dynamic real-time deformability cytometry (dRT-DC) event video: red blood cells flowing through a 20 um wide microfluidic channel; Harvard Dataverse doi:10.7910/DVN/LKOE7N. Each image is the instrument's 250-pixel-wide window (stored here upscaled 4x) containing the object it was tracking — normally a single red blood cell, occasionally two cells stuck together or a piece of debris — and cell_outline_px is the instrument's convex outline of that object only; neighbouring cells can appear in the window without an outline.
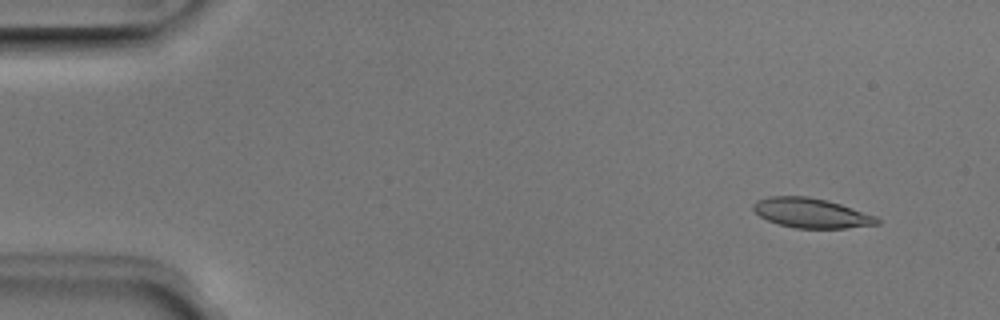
{"species": "Egyptian fruit bat (a non-hibernating species)", "species_latin": "Rousettus aegyptiacus", "temperature_condition": "room temperature", "stored_images_in_passage": 5, "camera_frame_rate_fps": 3000, "um_per_image_px": 0.085, "animal": {"sex": "male"}, "frame": {"image": 1, "passage_image": 1, "time_ms": 0.0, "image_size_px": [1000, 320], "cell_outline_px": [[880, 224], [844, 228], [796, 228], [780, 224], [768, 220], [760, 216], [752, 208], [752, 204], [756, 200], [768, 196], [808, 196], [828, 200], [876, 216], [880, 220]], "centroid_in_image_um": [68.95, 18.09], "position_along_channel_um": 16.1, "area_um2": 21.39}}
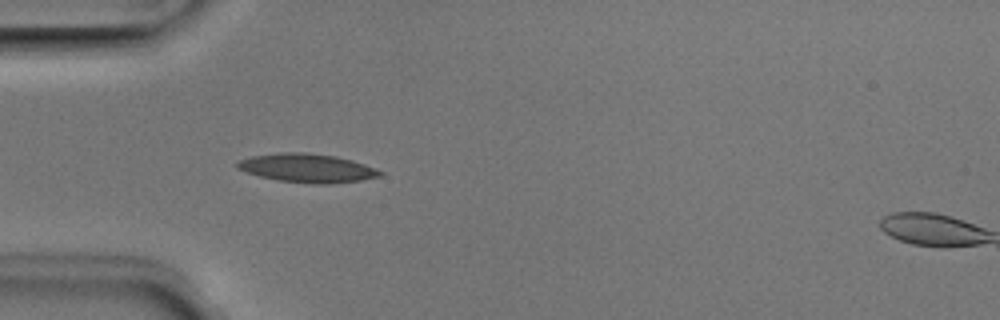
{"frame": {"image": 2, "passage_image": 4, "time_ms": 1.0, "image_size_px": [1000, 320], "cell_outline_px": [[384, 172], [380, 176], [360, 180], [328, 184], [312, 184], [280, 180], [260, 176], [236, 168], [236, 164], [240, 160], [252, 156], [280, 152], [304, 152], [336, 156], [352, 160], [364, 164]], "centroid_in_image_um": [26.12, 14.28], "position_along_channel_um": 58.9, "area_um2": 23.64}}